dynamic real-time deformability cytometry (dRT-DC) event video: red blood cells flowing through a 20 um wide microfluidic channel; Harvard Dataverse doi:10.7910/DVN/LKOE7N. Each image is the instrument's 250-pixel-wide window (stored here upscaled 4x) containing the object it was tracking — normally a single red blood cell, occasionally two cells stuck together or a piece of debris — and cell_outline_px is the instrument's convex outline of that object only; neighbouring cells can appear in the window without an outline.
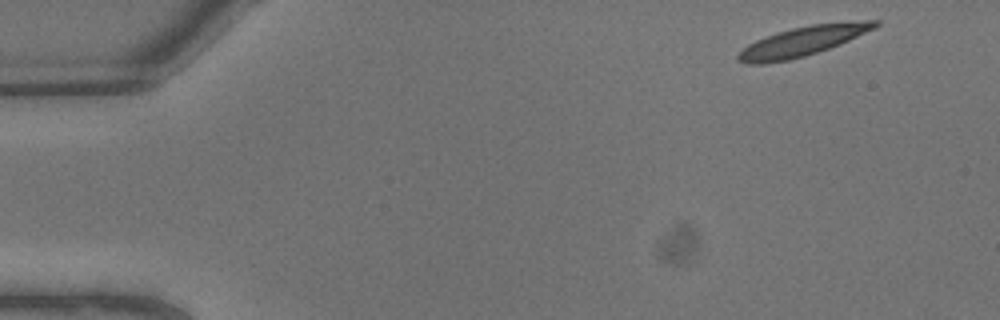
{"species": "common noctule bat (a hibernating species)", "species_latin": "Nyctalus noctula", "temperature_condition": "warm", "stored_images_in_passage": 7, "camera_frame_rate_fps": 3000, "um_per_image_px": 0.085, "animal": {"sex": "male", "body_mass_g": 13.3}, "frame": {"image": 1, "passage_image": 1, "time_ms": 0.0, "image_size_px": [1000, 320], "cell_outline_px": [[880, 24], [876, 28], [840, 44], [804, 56], [788, 60], [764, 64], [748, 64], [740, 60], [736, 56], [748, 44], [756, 40], [776, 32], [792, 28], [812, 24], [864, 20], [880, 20]], "centroid_in_image_um": [68.26, 3.49], "position_along_channel_um": 16.7, "area_um2": 23.47}}
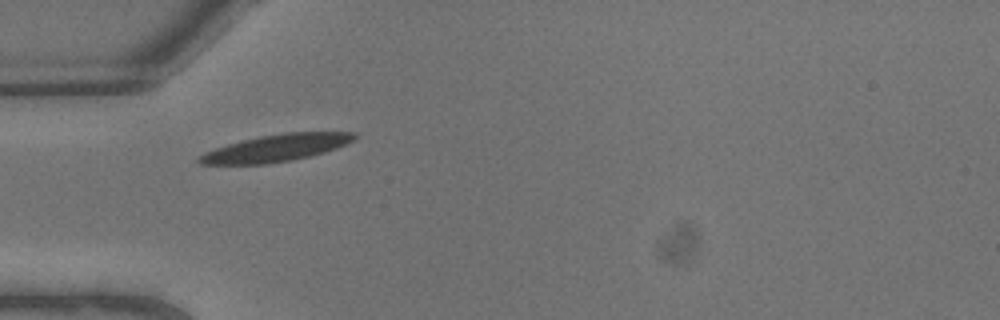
{"frame": {"image": 2, "passage_image": 6, "time_ms": 1.667, "image_size_px": [1000, 320], "cell_outline_px": [[360, 136], [336, 148], [324, 152], [292, 160], [264, 164], [200, 164], [196, 160], [204, 152], [228, 144], [260, 136], [284, 132], [356, 132]], "centroid_in_image_um": [23.48, 12.57], "position_along_channel_um": 61.5, "area_um2": 24.16}}